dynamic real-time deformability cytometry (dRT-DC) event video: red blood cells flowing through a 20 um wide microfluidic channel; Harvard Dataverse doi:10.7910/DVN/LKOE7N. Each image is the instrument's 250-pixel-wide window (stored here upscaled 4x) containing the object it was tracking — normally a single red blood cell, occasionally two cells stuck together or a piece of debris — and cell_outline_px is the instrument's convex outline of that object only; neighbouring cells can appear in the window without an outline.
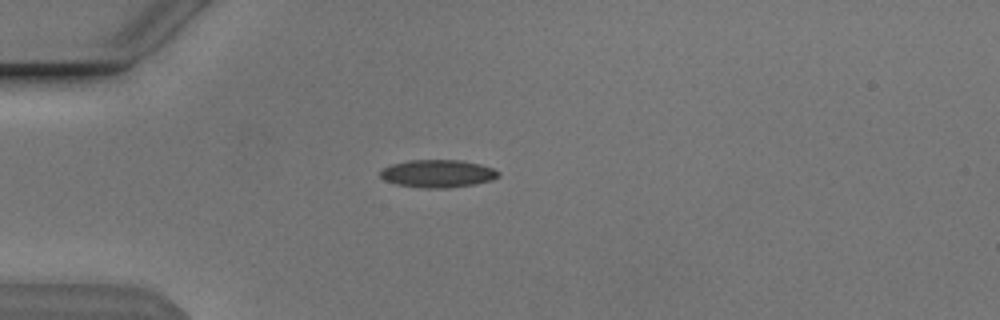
{"species": "Egyptian fruit bat (a non-hibernating species)", "species_latin": "Rousettus aegyptiacus", "temperature_condition": "cold", "stored_images_in_passage": 40, "camera_frame_rate_fps": 3000, "um_per_image_px": 0.085, "animal": {"sex": "male"}, "frame": {"image": 1, "passage_image": 1, "time_ms": 0.0, "image_size_px": [1000, 320], "cell_outline_px": [[500, 176], [492, 180], [476, 184], [448, 188], [420, 188], [396, 184], [384, 180], [380, 176], [380, 172], [388, 164], [408, 160], [464, 160], [480, 164], [492, 168], [500, 172]], "centroid_in_image_um": [37.21, 14.75], "position_along_channel_um": 47.8, "area_um2": 19.36}}
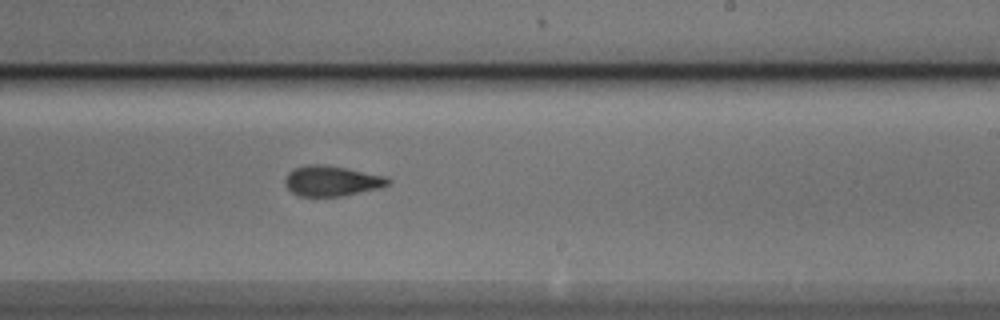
{"frame": {"image": 2, "passage_image": 19, "time_ms": 6.0, "image_size_px": [1000, 320], "cell_outline_px": [[392, 180], [388, 184], [380, 188], [340, 196], [296, 196], [284, 184], [284, 176], [292, 168], [308, 164], [324, 164], [348, 168], [388, 176]], "centroid_in_image_um": [28.18, 15.36], "position_along_channel_um": 260.8, "area_um2": 18.55}}
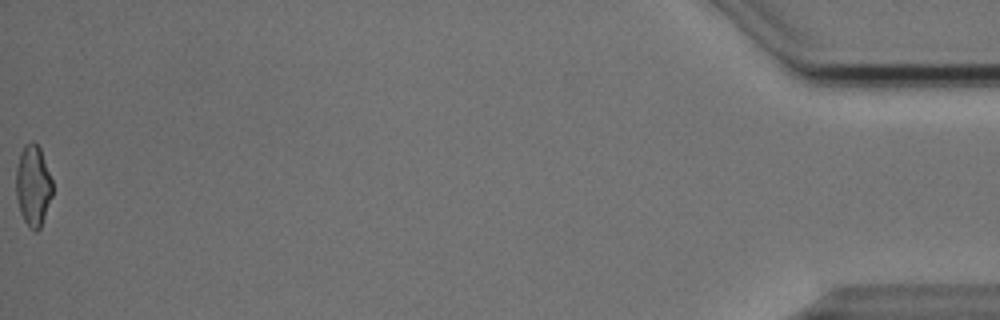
{"frame": {"image": 3, "passage_image": 40, "time_ms": 13.0, "image_size_px": [1000, 320], "cell_outline_px": [[52, 196], [40, 228], [36, 232], [28, 228], [20, 212], [16, 196], [16, 168], [20, 152], [24, 144], [32, 140], [40, 148], [52, 180]], "centroid_in_image_um": [2.8, 15.78], "position_along_channel_um": 432.4, "area_um2": 17.28}, "authors_computed_cell_mechanics": {"area_um2": 18.2937, "velocity_mm_per_s": 3.8562, "shape_relaxation_time_tau1_ms": 4.6877, "shape_relaxation_time_tau2_ms": 2.0755, "deformation_change_tau1": 0.127, "deformation_change_tau2": 0.0847}}